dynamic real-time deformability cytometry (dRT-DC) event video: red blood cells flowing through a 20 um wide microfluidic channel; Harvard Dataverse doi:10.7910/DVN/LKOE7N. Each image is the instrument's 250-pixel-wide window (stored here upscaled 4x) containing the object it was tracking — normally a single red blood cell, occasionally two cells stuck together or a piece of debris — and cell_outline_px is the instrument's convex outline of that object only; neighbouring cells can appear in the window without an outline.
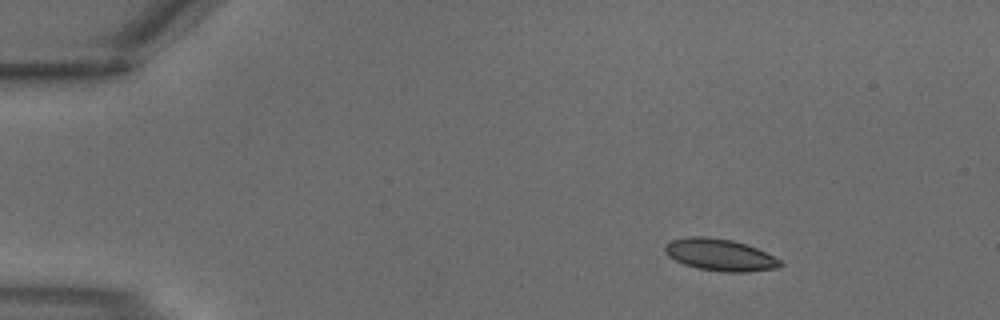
{"species": "common noctule bat (a hibernating species)", "species_latin": "Nyctalus noctula", "temperature_condition": "warm", "stored_images_in_passage": 2, "camera_frame_rate_fps": 3000, "um_per_image_px": 0.085, "animal": {"sex": "male", "body_mass_g": 18.8}, "frame": {"image": 1, "passage_image": 1, "time_ms": 0.0, "image_size_px": [1000, 320], "cell_outline_px": [[784, 264], [780, 268], [748, 272], [724, 272], [696, 268], [684, 264], [668, 256], [664, 248], [664, 244], [672, 240], [688, 236], [708, 236], [732, 240], [748, 244], [780, 260]], "centroid_in_image_um": [61.2, 21.66], "position_along_channel_um": 23.8, "area_um2": 21.62}}
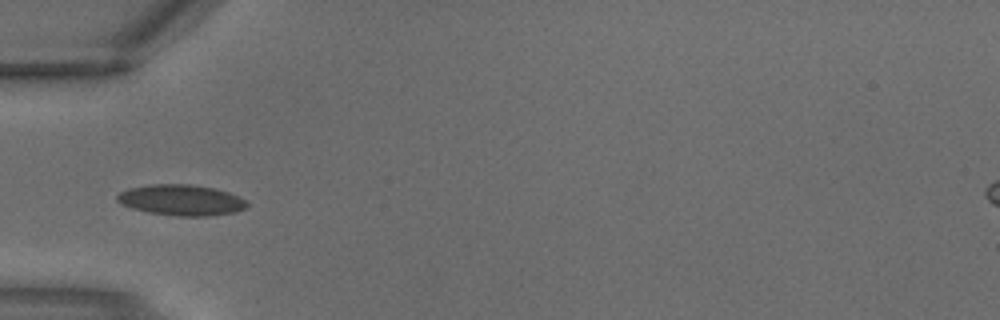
{"frame": {"image": 2, "passage_image": 2, "time_ms": 0.333, "image_size_px": [1000, 320], "cell_outline_px": [[248, 204], [244, 208], [236, 212], [212, 216], [176, 216], [148, 212], [132, 208], [120, 204], [116, 200], [116, 196], [120, 192], [128, 188], [148, 184], [192, 184], [216, 188], [228, 192], [244, 200]], "centroid_in_image_um": [15.37, 17.0], "position_along_channel_um": 69.6, "area_um2": 23.47}}